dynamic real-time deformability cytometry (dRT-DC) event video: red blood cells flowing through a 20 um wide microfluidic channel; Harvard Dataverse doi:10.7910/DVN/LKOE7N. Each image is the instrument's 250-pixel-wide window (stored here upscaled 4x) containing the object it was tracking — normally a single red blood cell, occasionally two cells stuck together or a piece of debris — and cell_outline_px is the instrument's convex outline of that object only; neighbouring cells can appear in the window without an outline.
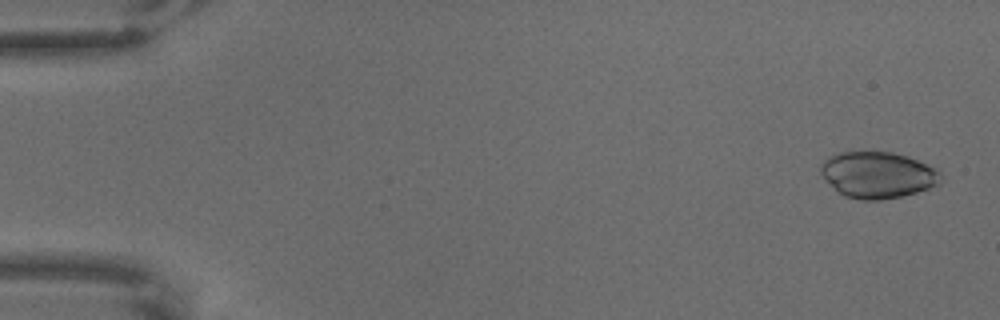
{"species": "common noctule bat (a hibernating species)", "species_latin": "Nyctalus noctula", "temperature_condition": "warm", "stored_images_in_passage": 64, "camera_frame_rate_fps": 3000, "um_per_image_px": 0.085, "animal": {"sex": "male", "body_mass_g": 18.8}, "frame": {"image": 1, "passage_image": 3, "time_ms": 0.667, "image_size_px": [1000, 320], "cell_outline_px": [[940, 184], [916, 192], [900, 196], [880, 200], [860, 200], [844, 196], [820, 172], [820, 164], [828, 156], [840, 152], [872, 148], [892, 152], [908, 156], [940, 168]], "centroid_in_image_um": [74.63, 14.8], "position_along_channel_um": 10.4, "area_um2": 33.12}}
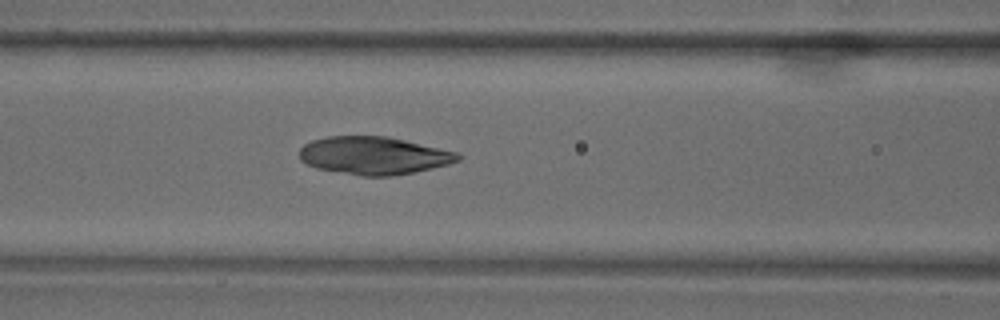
{"frame": {"image": 2, "passage_image": 28, "time_ms": 9.0, "image_size_px": [1000, 320], "cell_outline_px": [[464, 156], [460, 160], [448, 164], [432, 168], [412, 172], [388, 176], [360, 176], [316, 168], [300, 160], [300, 148], [304, 144], [312, 140], [328, 136], [388, 136], [460, 152]], "centroid_in_image_um": [31.81, 13.21], "position_along_channel_um": 134.8, "area_um2": 35.08}}
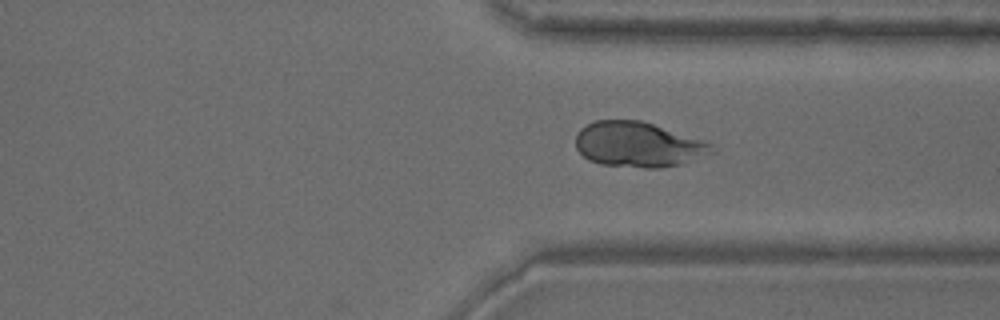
{"frame": {"image": 3, "passage_image": 49, "time_ms": 16.0, "image_size_px": [1000, 320], "cell_outline_px": [[716, 152], [680, 164], [660, 168], [644, 168], [600, 164], [588, 160], [576, 148], [576, 132], [580, 128], [596, 120], [640, 120], [712, 144], [716, 148]], "centroid_in_image_um": [54.21, 12.3], "position_along_channel_um": 357.2, "area_um2": 35.55}}